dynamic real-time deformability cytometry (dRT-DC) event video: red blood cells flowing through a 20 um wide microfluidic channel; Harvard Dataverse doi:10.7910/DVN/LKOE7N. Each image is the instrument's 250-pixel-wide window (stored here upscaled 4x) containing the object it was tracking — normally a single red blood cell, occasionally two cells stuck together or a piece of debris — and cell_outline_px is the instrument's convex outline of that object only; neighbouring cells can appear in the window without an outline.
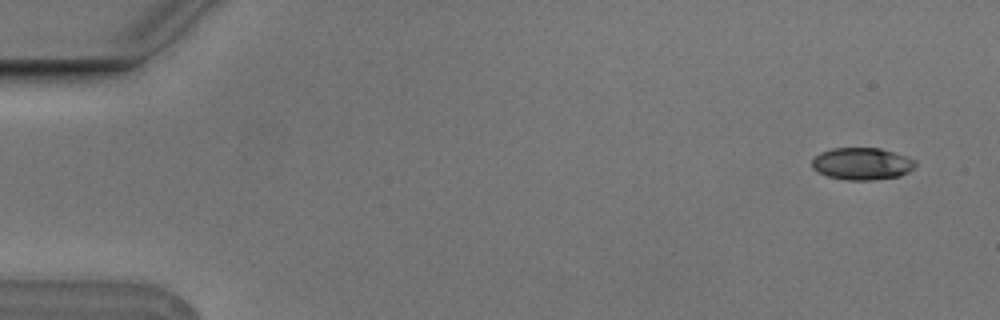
{"species": "Egyptian fruit bat (a non-hibernating species)", "species_latin": "Rousettus aegyptiacus", "temperature_condition": "cold", "stored_images_in_passage": 7, "camera_frame_rate_fps": 3000, "um_per_image_px": 0.085, "animal": {"sex": "male"}, "frame": {"image": 1, "passage_image": 1, "time_ms": 0.0, "image_size_px": [1000, 320], "cell_outline_px": [[916, 164], [908, 172], [900, 176], [872, 180], [848, 180], [828, 176], [816, 172], [812, 168], [812, 160], [820, 152], [832, 148], [880, 148], [916, 160]], "centroid_in_image_um": [73.24, 13.92], "position_along_channel_um": 11.8, "area_um2": 19.31}}
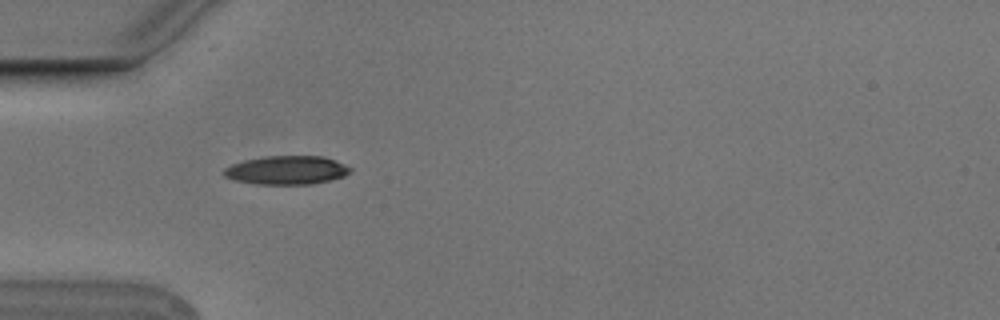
{"frame": {"image": 2, "passage_image": 5, "time_ms": 1.333, "image_size_px": [1000, 320], "cell_outline_px": [[352, 172], [344, 176], [312, 184], [256, 184], [236, 180], [224, 176], [224, 168], [232, 164], [244, 160], [264, 156], [324, 156], [336, 160], [352, 168]], "centroid_in_image_um": [24.39, 14.45], "position_along_channel_um": 60.6, "area_um2": 21.1}}
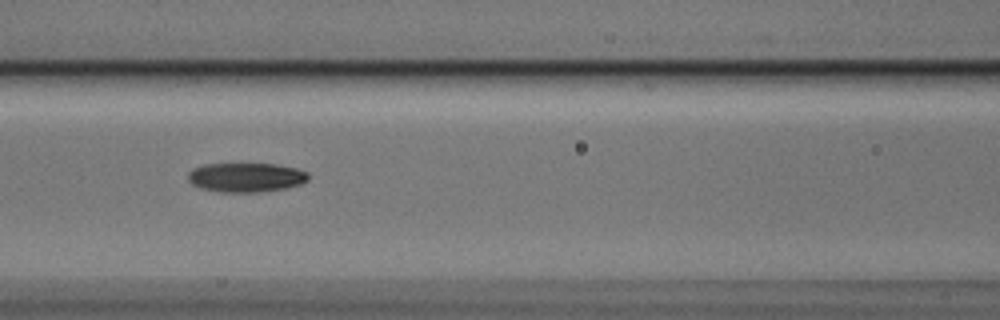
{"frame": {"image": 3, "passage_image": 7, "time_ms": 2.0, "image_size_px": [1000, 320], "cell_outline_px": [[308, 180], [300, 184], [284, 188], [260, 192], [220, 192], [200, 188], [192, 184], [188, 180], [188, 172], [192, 168], [204, 164], [276, 164], [296, 168], [308, 172]], "centroid_in_image_um": [20.88, 15.07], "position_along_channel_um": 145.7, "area_um2": 20.58}}